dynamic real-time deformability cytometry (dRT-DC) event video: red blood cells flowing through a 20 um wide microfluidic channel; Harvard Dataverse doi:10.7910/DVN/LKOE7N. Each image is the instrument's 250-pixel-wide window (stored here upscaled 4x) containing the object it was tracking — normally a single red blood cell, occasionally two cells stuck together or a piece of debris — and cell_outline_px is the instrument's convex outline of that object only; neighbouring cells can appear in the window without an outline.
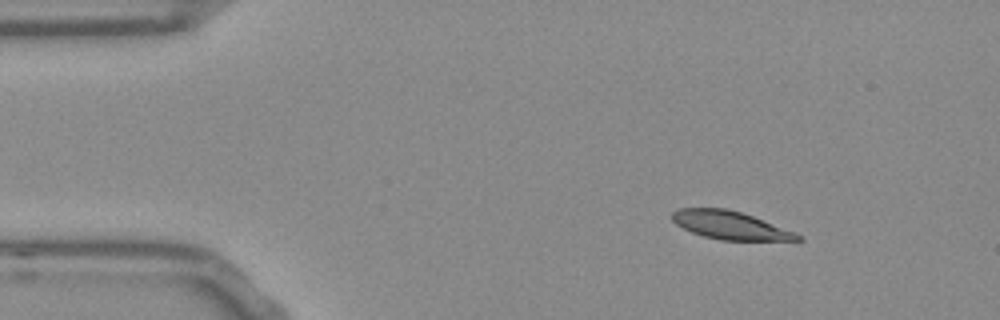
{"species": "Egyptian fruit bat (a non-hibernating species)", "species_latin": "Rousettus aegyptiacus", "temperature_condition": "room temperature", "stored_images_in_passage": 47, "camera_frame_rate_fps": 3000, "um_per_image_px": 0.085, "frame": {"image": 1, "passage_image": 1, "time_ms": 0.0, "image_size_px": [1000, 320], "cell_outline_px": [[804, 240], [720, 240], [704, 236], [692, 232], [676, 224], [672, 220], [672, 212], [680, 208], [724, 208], [740, 212], [752, 216], [796, 232], [804, 236]], "centroid_in_image_um": [62.09, 19.15], "position_along_channel_um": 22.9, "area_um2": 20.4}}
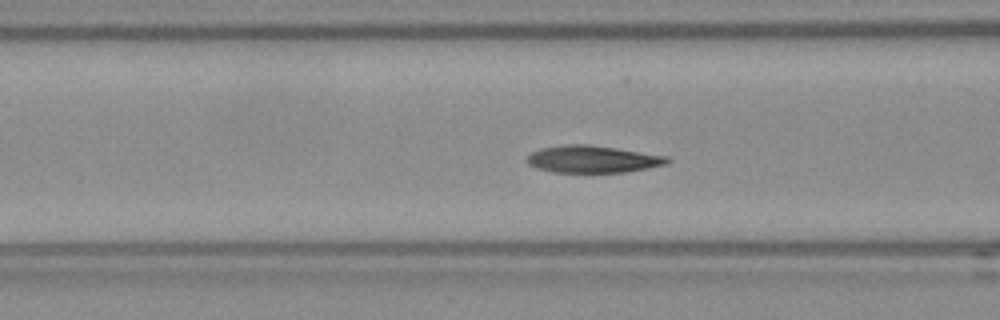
{"frame": {"image": 2, "passage_image": 14, "time_ms": 4.333, "image_size_px": [1000, 320], "cell_outline_px": [[672, 160], [668, 164], [624, 172], [552, 172], [536, 168], [528, 164], [524, 160], [532, 152], [540, 148], [568, 144], [588, 144], [616, 148], [668, 156]], "centroid_in_image_um": [50.36, 13.53], "position_along_channel_um": 116.2, "area_um2": 22.25}}
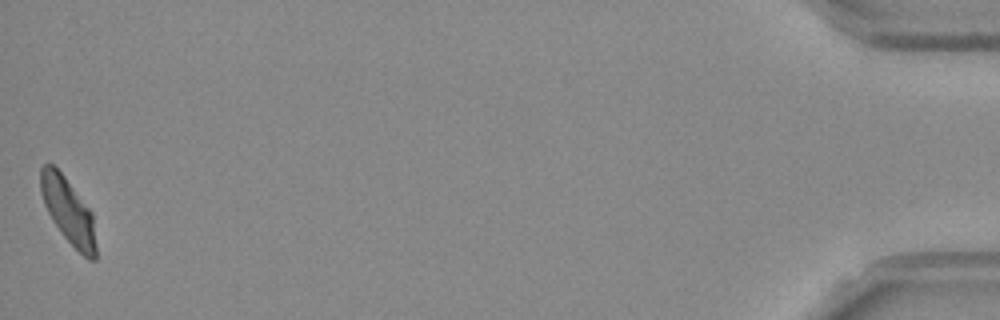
{"frame": {"image": 3, "passage_image": 47, "time_ms": 15.333, "image_size_px": [1000, 320], "cell_outline_px": [[96, 260], [88, 260], [60, 232], [52, 220], [44, 204], [40, 192], [40, 168], [44, 164], [52, 164], [64, 176], [92, 212], [96, 248]], "centroid_in_image_um": [5.78, 17.92], "position_along_channel_um": 429.4, "area_um2": 20.92}, "authors_computed_cell_mechanics": {"area_um2": 22.1952, "velocity_mm_per_s": 3.7611, "shape_relaxation_time_tau1_ms": 7.3586, "shape_relaxation_time_tau2_ms": 1.9322, "deformation_change_tau1": 0.1875, "deformation_change_tau2": 0.0656}}